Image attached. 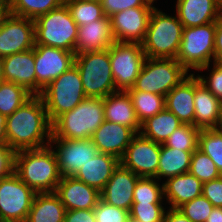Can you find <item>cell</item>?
<instances>
[{
  "label": "cell",
  "mask_w": 222,
  "mask_h": 222,
  "mask_svg": "<svg viewBox=\"0 0 222 222\" xmlns=\"http://www.w3.org/2000/svg\"><path fill=\"white\" fill-rule=\"evenodd\" d=\"M4 81L3 79V57L0 56V82Z\"/></svg>",
  "instance_id": "f5cc1de1"
},
{
  "label": "cell",
  "mask_w": 222,
  "mask_h": 222,
  "mask_svg": "<svg viewBox=\"0 0 222 222\" xmlns=\"http://www.w3.org/2000/svg\"><path fill=\"white\" fill-rule=\"evenodd\" d=\"M9 14L8 0H0V25L4 18Z\"/></svg>",
  "instance_id": "816d5d0a"
},
{
  "label": "cell",
  "mask_w": 222,
  "mask_h": 222,
  "mask_svg": "<svg viewBox=\"0 0 222 222\" xmlns=\"http://www.w3.org/2000/svg\"><path fill=\"white\" fill-rule=\"evenodd\" d=\"M3 79L24 87L36 95L34 48L3 57Z\"/></svg>",
  "instance_id": "d6986e66"
},
{
  "label": "cell",
  "mask_w": 222,
  "mask_h": 222,
  "mask_svg": "<svg viewBox=\"0 0 222 222\" xmlns=\"http://www.w3.org/2000/svg\"><path fill=\"white\" fill-rule=\"evenodd\" d=\"M189 172L202 183L209 182L221 176L216 164L198 148L192 153Z\"/></svg>",
  "instance_id": "74e56055"
},
{
  "label": "cell",
  "mask_w": 222,
  "mask_h": 222,
  "mask_svg": "<svg viewBox=\"0 0 222 222\" xmlns=\"http://www.w3.org/2000/svg\"><path fill=\"white\" fill-rule=\"evenodd\" d=\"M192 153L161 144L158 170L155 178L161 181V177H167L168 179L189 172Z\"/></svg>",
  "instance_id": "f546056e"
},
{
  "label": "cell",
  "mask_w": 222,
  "mask_h": 222,
  "mask_svg": "<svg viewBox=\"0 0 222 222\" xmlns=\"http://www.w3.org/2000/svg\"><path fill=\"white\" fill-rule=\"evenodd\" d=\"M187 76L188 71L176 59L146 58L135 85L127 90L166 96Z\"/></svg>",
  "instance_id": "9c48e42d"
},
{
  "label": "cell",
  "mask_w": 222,
  "mask_h": 222,
  "mask_svg": "<svg viewBox=\"0 0 222 222\" xmlns=\"http://www.w3.org/2000/svg\"><path fill=\"white\" fill-rule=\"evenodd\" d=\"M15 152L8 145H0V179L14 172Z\"/></svg>",
  "instance_id": "f6af8a7d"
},
{
  "label": "cell",
  "mask_w": 222,
  "mask_h": 222,
  "mask_svg": "<svg viewBox=\"0 0 222 222\" xmlns=\"http://www.w3.org/2000/svg\"><path fill=\"white\" fill-rule=\"evenodd\" d=\"M131 97L137 118L140 123L165 109V96L142 92L139 90H126Z\"/></svg>",
  "instance_id": "4dcf8cb0"
},
{
  "label": "cell",
  "mask_w": 222,
  "mask_h": 222,
  "mask_svg": "<svg viewBox=\"0 0 222 222\" xmlns=\"http://www.w3.org/2000/svg\"><path fill=\"white\" fill-rule=\"evenodd\" d=\"M93 212L96 222H128L130 219L128 210L110 205L101 198L98 200Z\"/></svg>",
  "instance_id": "60d3db41"
},
{
  "label": "cell",
  "mask_w": 222,
  "mask_h": 222,
  "mask_svg": "<svg viewBox=\"0 0 222 222\" xmlns=\"http://www.w3.org/2000/svg\"><path fill=\"white\" fill-rule=\"evenodd\" d=\"M35 45H45L74 52L78 36V25L72 19L66 6L60 7L39 16L34 20Z\"/></svg>",
  "instance_id": "5b68a950"
},
{
  "label": "cell",
  "mask_w": 222,
  "mask_h": 222,
  "mask_svg": "<svg viewBox=\"0 0 222 222\" xmlns=\"http://www.w3.org/2000/svg\"><path fill=\"white\" fill-rule=\"evenodd\" d=\"M154 6L128 8L110 16L116 42L142 43Z\"/></svg>",
  "instance_id": "2e32d148"
},
{
  "label": "cell",
  "mask_w": 222,
  "mask_h": 222,
  "mask_svg": "<svg viewBox=\"0 0 222 222\" xmlns=\"http://www.w3.org/2000/svg\"><path fill=\"white\" fill-rule=\"evenodd\" d=\"M50 143L56 145L53 151L61 177L75 176L82 166L99 153L90 138L70 140L55 138L52 135Z\"/></svg>",
  "instance_id": "7c38bea8"
},
{
  "label": "cell",
  "mask_w": 222,
  "mask_h": 222,
  "mask_svg": "<svg viewBox=\"0 0 222 222\" xmlns=\"http://www.w3.org/2000/svg\"><path fill=\"white\" fill-rule=\"evenodd\" d=\"M182 124L175 114L165 108L141 123L140 134L156 143L163 144Z\"/></svg>",
  "instance_id": "f1b7e54d"
},
{
  "label": "cell",
  "mask_w": 222,
  "mask_h": 222,
  "mask_svg": "<svg viewBox=\"0 0 222 222\" xmlns=\"http://www.w3.org/2000/svg\"><path fill=\"white\" fill-rule=\"evenodd\" d=\"M62 1L65 4L66 2H69V1H86V0H62ZM87 1H89V0H87Z\"/></svg>",
  "instance_id": "db71d44e"
},
{
  "label": "cell",
  "mask_w": 222,
  "mask_h": 222,
  "mask_svg": "<svg viewBox=\"0 0 222 222\" xmlns=\"http://www.w3.org/2000/svg\"><path fill=\"white\" fill-rule=\"evenodd\" d=\"M213 208L214 206L203 195H200L177 209L191 222H205Z\"/></svg>",
  "instance_id": "f35d334b"
},
{
  "label": "cell",
  "mask_w": 222,
  "mask_h": 222,
  "mask_svg": "<svg viewBox=\"0 0 222 222\" xmlns=\"http://www.w3.org/2000/svg\"><path fill=\"white\" fill-rule=\"evenodd\" d=\"M6 136L7 144L14 152L50 144L52 123L39 95H33L14 113L7 116Z\"/></svg>",
  "instance_id": "6da1fadb"
},
{
  "label": "cell",
  "mask_w": 222,
  "mask_h": 222,
  "mask_svg": "<svg viewBox=\"0 0 222 222\" xmlns=\"http://www.w3.org/2000/svg\"><path fill=\"white\" fill-rule=\"evenodd\" d=\"M115 41L110 17L87 25L78 26V36L74 48L75 54H84L108 49Z\"/></svg>",
  "instance_id": "7402d4cb"
},
{
  "label": "cell",
  "mask_w": 222,
  "mask_h": 222,
  "mask_svg": "<svg viewBox=\"0 0 222 222\" xmlns=\"http://www.w3.org/2000/svg\"><path fill=\"white\" fill-rule=\"evenodd\" d=\"M104 121L103 98L86 97L52 123V135L70 140L88 139Z\"/></svg>",
  "instance_id": "3957f363"
},
{
  "label": "cell",
  "mask_w": 222,
  "mask_h": 222,
  "mask_svg": "<svg viewBox=\"0 0 222 222\" xmlns=\"http://www.w3.org/2000/svg\"><path fill=\"white\" fill-rule=\"evenodd\" d=\"M163 222H191L178 209H171L165 211Z\"/></svg>",
  "instance_id": "c3c4849f"
},
{
  "label": "cell",
  "mask_w": 222,
  "mask_h": 222,
  "mask_svg": "<svg viewBox=\"0 0 222 222\" xmlns=\"http://www.w3.org/2000/svg\"><path fill=\"white\" fill-rule=\"evenodd\" d=\"M216 22L184 27L176 60L187 70H208L214 60Z\"/></svg>",
  "instance_id": "ba28073f"
},
{
  "label": "cell",
  "mask_w": 222,
  "mask_h": 222,
  "mask_svg": "<svg viewBox=\"0 0 222 222\" xmlns=\"http://www.w3.org/2000/svg\"><path fill=\"white\" fill-rule=\"evenodd\" d=\"M9 13L36 20L39 16L60 7L62 0H8Z\"/></svg>",
  "instance_id": "1f68e13d"
},
{
  "label": "cell",
  "mask_w": 222,
  "mask_h": 222,
  "mask_svg": "<svg viewBox=\"0 0 222 222\" xmlns=\"http://www.w3.org/2000/svg\"><path fill=\"white\" fill-rule=\"evenodd\" d=\"M65 212L55 192L36 193L26 222H64Z\"/></svg>",
  "instance_id": "83f0119b"
},
{
  "label": "cell",
  "mask_w": 222,
  "mask_h": 222,
  "mask_svg": "<svg viewBox=\"0 0 222 222\" xmlns=\"http://www.w3.org/2000/svg\"><path fill=\"white\" fill-rule=\"evenodd\" d=\"M39 96L44 102L51 123L60 115L74 109L86 98L78 68L72 65L44 88Z\"/></svg>",
  "instance_id": "8992f818"
},
{
  "label": "cell",
  "mask_w": 222,
  "mask_h": 222,
  "mask_svg": "<svg viewBox=\"0 0 222 222\" xmlns=\"http://www.w3.org/2000/svg\"><path fill=\"white\" fill-rule=\"evenodd\" d=\"M6 121L7 116L0 114V145H8L6 136Z\"/></svg>",
  "instance_id": "681fc988"
},
{
  "label": "cell",
  "mask_w": 222,
  "mask_h": 222,
  "mask_svg": "<svg viewBox=\"0 0 222 222\" xmlns=\"http://www.w3.org/2000/svg\"><path fill=\"white\" fill-rule=\"evenodd\" d=\"M33 95L13 82H0V114L9 116Z\"/></svg>",
  "instance_id": "d6a6232c"
},
{
  "label": "cell",
  "mask_w": 222,
  "mask_h": 222,
  "mask_svg": "<svg viewBox=\"0 0 222 222\" xmlns=\"http://www.w3.org/2000/svg\"><path fill=\"white\" fill-rule=\"evenodd\" d=\"M213 62L222 65V17L216 22Z\"/></svg>",
  "instance_id": "7dc6e473"
},
{
  "label": "cell",
  "mask_w": 222,
  "mask_h": 222,
  "mask_svg": "<svg viewBox=\"0 0 222 222\" xmlns=\"http://www.w3.org/2000/svg\"><path fill=\"white\" fill-rule=\"evenodd\" d=\"M200 129L191 124H182L163 143L167 147L194 152L198 148Z\"/></svg>",
  "instance_id": "8d00e7d4"
},
{
  "label": "cell",
  "mask_w": 222,
  "mask_h": 222,
  "mask_svg": "<svg viewBox=\"0 0 222 222\" xmlns=\"http://www.w3.org/2000/svg\"><path fill=\"white\" fill-rule=\"evenodd\" d=\"M183 28L177 15L169 16L154 7L145 39L141 43L146 58L176 59Z\"/></svg>",
  "instance_id": "277c9868"
},
{
  "label": "cell",
  "mask_w": 222,
  "mask_h": 222,
  "mask_svg": "<svg viewBox=\"0 0 222 222\" xmlns=\"http://www.w3.org/2000/svg\"><path fill=\"white\" fill-rule=\"evenodd\" d=\"M35 194L14 172L0 179V222H26Z\"/></svg>",
  "instance_id": "8fae6325"
},
{
  "label": "cell",
  "mask_w": 222,
  "mask_h": 222,
  "mask_svg": "<svg viewBox=\"0 0 222 222\" xmlns=\"http://www.w3.org/2000/svg\"><path fill=\"white\" fill-rule=\"evenodd\" d=\"M161 144L137 133L128 145L120 163L139 177L157 175Z\"/></svg>",
  "instance_id": "5bb4252c"
},
{
  "label": "cell",
  "mask_w": 222,
  "mask_h": 222,
  "mask_svg": "<svg viewBox=\"0 0 222 222\" xmlns=\"http://www.w3.org/2000/svg\"><path fill=\"white\" fill-rule=\"evenodd\" d=\"M53 145L15 152L14 173L36 193L55 192L61 180Z\"/></svg>",
  "instance_id": "7a4b0ae2"
},
{
  "label": "cell",
  "mask_w": 222,
  "mask_h": 222,
  "mask_svg": "<svg viewBox=\"0 0 222 222\" xmlns=\"http://www.w3.org/2000/svg\"><path fill=\"white\" fill-rule=\"evenodd\" d=\"M64 222H96L93 209L67 210Z\"/></svg>",
  "instance_id": "bcb514c9"
},
{
  "label": "cell",
  "mask_w": 222,
  "mask_h": 222,
  "mask_svg": "<svg viewBox=\"0 0 222 222\" xmlns=\"http://www.w3.org/2000/svg\"><path fill=\"white\" fill-rule=\"evenodd\" d=\"M105 16L110 17L113 14L128 8L139 6H153V0H99Z\"/></svg>",
  "instance_id": "b9f144b4"
},
{
  "label": "cell",
  "mask_w": 222,
  "mask_h": 222,
  "mask_svg": "<svg viewBox=\"0 0 222 222\" xmlns=\"http://www.w3.org/2000/svg\"><path fill=\"white\" fill-rule=\"evenodd\" d=\"M135 135L131 128L105 120L90 139L99 153L109 154L121 160Z\"/></svg>",
  "instance_id": "ffe728a7"
},
{
  "label": "cell",
  "mask_w": 222,
  "mask_h": 222,
  "mask_svg": "<svg viewBox=\"0 0 222 222\" xmlns=\"http://www.w3.org/2000/svg\"><path fill=\"white\" fill-rule=\"evenodd\" d=\"M129 214L130 220L139 222H163L165 208L162 204L133 203Z\"/></svg>",
  "instance_id": "ab89813d"
},
{
  "label": "cell",
  "mask_w": 222,
  "mask_h": 222,
  "mask_svg": "<svg viewBox=\"0 0 222 222\" xmlns=\"http://www.w3.org/2000/svg\"><path fill=\"white\" fill-rule=\"evenodd\" d=\"M109 58L116 89L132 88L146 59L141 43L114 42L109 47Z\"/></svg>",
  "instance_id": "30bf717a"
},
{
  "label": "cell",
  "mask_w": 222,
  "mask_h": 222,
  "mask_svg": "<svg viewBox=\"0 0 222 222\" xmlns=\"http://www.w3.org/2000/svg\"><path fill=\"white\" fill-rule=\"evenodd\" d=\"M34 46V20L9 13L0 25V56L24 52Z\"/></svg>",
  "instance_id": "9a60e30c"
},
{
  "label": "cell",
  "mask_w": 222,
  "mask_h": 222,
  "mask_svg": "<svg viewBox=\"0 0 222 222\" xmlns=\"http://www.w3.org/2000/svg\"><path fill=\"white\" fill-rule=\"evenodd\" d=\"M55 193L67 210L94 209L101 198L100 192L73 177H61Z\"/></svg>",
  "instance_id": "44dd1931"
},
{
  "label": "cell",
  "mask_w": 222,
  "mask_h": 222,
  "mask_svg": "<svg viewBox=\"0 0 222 222\" xmlns=\"http://www.w3.org/2000/svg\"><path fill=\"white\" fill-rule=\"evenodd\" d=\"M140 177L121 163L100 192L101 199L115 207L130 211L133 204V192Z\"/></svg>",
  "instance_id": "e0dca14e"
},
{
  "label": "cell",
  "mask_w": 222,
  "mask_h": 222,
  "mask_svg": "<svg viewBox=\"0 0 222 222\" xmlns=\"http://www.w3.org/2000/svg\"><path fill=\"white\" fill-rule=\"evenodd\" d=\"M202 182L190 172L171 178L163 183L164 198L171 209H177L182 204L202 195Z\"/></svg>",
  "instance_id": "4316f807"
},
{
  "label": "cell",
  "mask_w": 222,
  "mask_h": 222,
  "mask_svg": "<svg viewBox=\"0 0 222 222\" xmlns=\"http://www.w3.org/2000/svg\"><path fill=\"white\" fill-rule=\"evenodd\" d=\"M74 65L80 73L86 97L104 98L118 91L113 80L109 48L75 54Z\"/></svg>",
  "instance_id": "52a82bcc"
},
{
  "label": "cell",
  "mask_w": 222,
  "mask_h": 222,
  "mask_svg": "<svg viewBox=\"0 0 222 222\" xmlns=\"http://www.w3.org/2000/svg\"><path fill=\"white\" fill-rule=\"evenodd\" d=\"M202 195L214 206L222 207V175L202 184Z\"/></svg>",
  "instance_id": "ee69618b"
},
{
  "label": "cell",
  "mask_w": 222,
  "mask_h": 222,
  "mask_svg": "<svg viewBox=\"0 0 222 222\" xmlns=\"http://www.w3.org/2000/svg\"><path fill=\"white\" fill-rule=\"evenodd\" d=\"M200 82L218 99L222 101V65L213 62V68L208 77L198 74Z\"/></svg>",
  "instance_id": "7bdbcfd3"
},
{
  "label": "cell",
  "mask_w": 222,
  "mask_h": 222,
  "mask_svg": "<svg viewBox=\"0 0 222 222\" xmlns=\"http://www.w3.org/2000/svg\"><path fill=\"white\" fill-rule=\"evenodd\" d=\"M36 95L74 65L75 53L45 45H35Z\"/></svg>",
  "instance_id": "4fadbf2b"
},
{
  "label": "cell",
  "mask_w": 222,
  "mask_h": 222,
  "mask_svg": "<svg viewBox=\"0 0 222 222\" xmlns=\"http://www.w3.org/2000/svg\"><path fill=\"white\" fill-rule=\"evenodd\" d=\"M165 108L183 124L194 125V73H190L165 96Z\"/></svg>",
  "instance_id": "cb8c5ba5"
},
{
  "label": "cell",
  "mask_w": 222,
  "mask_h": 222,
  "mask_svg": "<svg viewBox=\"0 0 222 222\" xmlns=\"http://www.w3.org/2000/svg\"><path fill=\"white\" fill-rule=\"evenodd\" d=\"M176 15L183 27L217 22L222 17L220 0H177Z\"/></svg>",
  "instance_id": "603a6c76"
},
{
  "label": "cell",
  "mask_w": 222,
  "mask_h": 222,
  "mask_svg": "<svg viewBox=\"0 0 222 222\" xmlns=\"http://www.w3.org/2000/svg\"><path fill=\"white\" fill-rule=\"evenodd\" d=\"M105 120L131 128L140 133L139 122L131 97L127 91L118 90L103 98Z\"/></svg>",
  "instance_id": "d4e9b609"
},
{
  "label": "cell",
  "mask_w": 222,
  "mask_h": 222,
  "mask_svg": "<svg viewBox=\"0 0 222 222\" xmlns=\"http://www.w3.org/2000/svg\"><path fill=\"white\" fill-rule=\"evenodd\" d=\"M65 4L78 26L87 25L105 16L99 0L69 1Z\"/></svg>",
  "instance_id": "e575fe53"
},
{
  "label": "cell",
  "mask_w": 222,
  "mask_h": 222,
  "mask_svg": "<svg viewBox=\"0 0 222 222\" xmlns=\"http://www.w3.org/2000/svg\"><path fill=\"white\" fill-rule=\"evenodd\" d=\"M194 126L198 129L222 126V101L194 76Z\"/></svg>",
  "instance_id": "ac0fdd59"
},
{
  "label": "cell",
  "mask_w": 222,
  "mask_h": 222,
  "mask_svg": "<svg viewBox=\"0 0 222 222\" xmlns=\"http://www.w3.org/2000/svg\"><path fill=\"white\" fill-rule=\"evenodd\" d=\"M155 177H140L133 192V203L163 204V184Z\"/></svg>",
  "instance_id": "d590c367"
},
{
  "label": "cell",
  "mask_w": 222,
  "mask_h": 222,
  "mask_svg": "<svg viewBox=\"0 0 222 222\" xmlns=\"http://www.w3.org/2000/svg\"><path fill=\"white\" fill-rule=\"evenodd\" d=\"M198 149L211 158L222 175V128L201 129Z\"/></svg>",
  "instance_id": "836d02e7"
},
{
  "label": "cell",
  "mask_w": 222,
  "mask_h": 222,
  "mask_svg": "<svg viewBox=\"0 0 222 222\" xmlns=\"http://www.w3.org/2000/svg\"><path fill=\"white\" fill-rule=\"evenodd\" d=\"M119 164L118 158L98 153L82 166L74 177L101 192Z\"/></svg>",
  "instance_id": "484cf974"
},
{
  "label": "cell",
  "mask_w": 222,
  "mask_h": 222,
  "mask_svg": "<svg viewBox=\"0 0 222 222\" xmlns=\"http://www.w3.org/2000/svg\"><path fill=\"white\" fill-rule=\"evenodd\" d=\"M205 222H222V207H214Z\"/></svg>",
  "instance_id": "f907efd6"
}]
</instances>
